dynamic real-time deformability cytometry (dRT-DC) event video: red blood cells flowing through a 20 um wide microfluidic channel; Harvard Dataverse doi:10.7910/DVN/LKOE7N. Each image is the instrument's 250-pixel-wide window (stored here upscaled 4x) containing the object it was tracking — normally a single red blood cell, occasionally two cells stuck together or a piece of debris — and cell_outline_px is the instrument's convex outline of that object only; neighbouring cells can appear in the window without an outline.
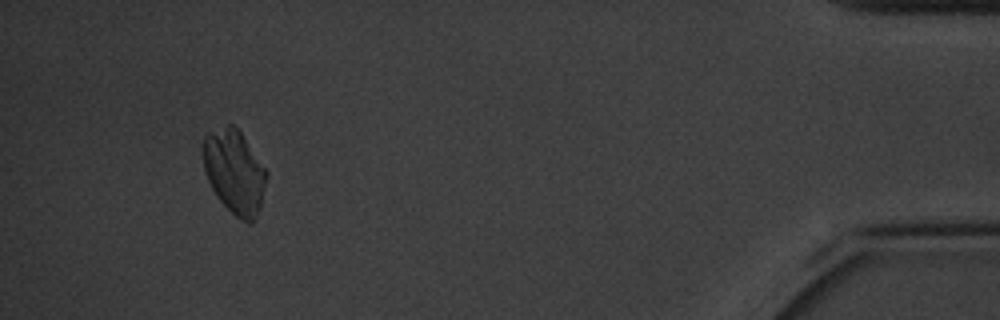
{"species": "common noctule bat (a hibernating species)", "species_latin": "Nyctalus noctula", "temperature_condition": "cold", "stored_images_in_passage": 54, "camera_frame_rate_fps": 3000, "um_per_image_px": 0.085, "animal": {"sex": "male", "body_mass_g": 20.1, "forearm_length_mm": 53.5}, "frame": {"image": 1, "passage_image": 50, "time_ms": 16.333, "image_size_px": [1000, 320], "cell_outline_px": [[268, 172], [260, 208], [252, 224], [240, 220], [216, 196], [204, 172], [204, 136], [208, 132], [228, 124], [232, 124], [240, 132]], "centroid_in_image_um": [19.94, 14.61], "position_along_channel_um": 415.3, "area_um2": 30.63}}